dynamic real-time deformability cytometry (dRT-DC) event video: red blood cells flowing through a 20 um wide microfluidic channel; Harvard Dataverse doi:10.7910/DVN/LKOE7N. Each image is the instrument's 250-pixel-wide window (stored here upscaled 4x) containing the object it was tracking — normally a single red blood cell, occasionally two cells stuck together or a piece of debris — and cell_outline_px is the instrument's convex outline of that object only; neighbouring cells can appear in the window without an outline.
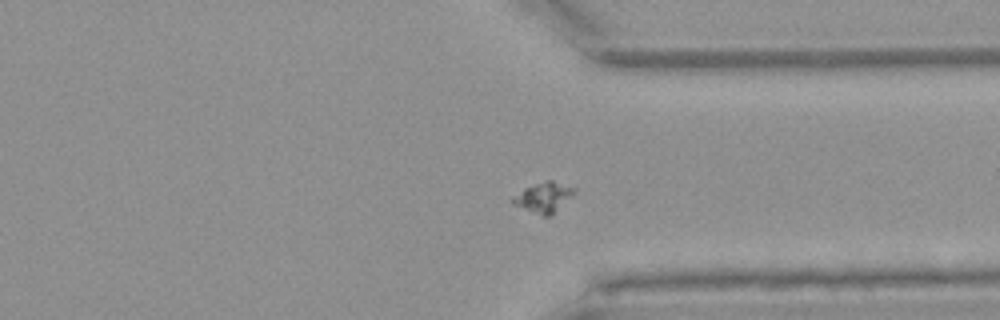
{"species": "Egyptian fruit bat (a non-hibernating species)", "species_latin": "Rousettus aegyptiacus", "temperature_condition": "warm", "stored_images_in_passage": 48, "camera_frame_rate_fps": 3000, "um_per_image_px": 0.085, "animal": {"sex": "female"}, "frame": {"image": 1, "passage_image": 35, "time_ms": 11.333, "image_size_px": [1000, 320], "cell_outline_px": [[576, 192], [552, 216], [544, 216], [512, 204], [512, 196], [524, 188], [548, 180], [552, 180], [576, 188]], "centroid_in_image_um": [46.23, 16.78], "position_along_channel_um": 365.2, "area_um2": 10.75}}
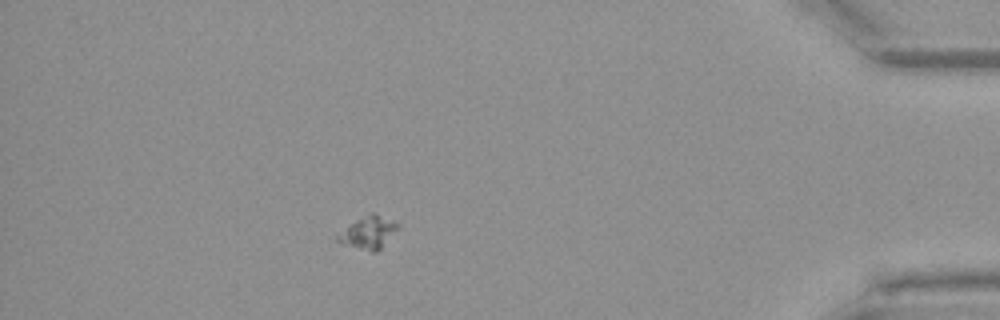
{"frame": {"image": 2, "passage_image": 42, "time_ms": 13.667, "image_size_px": [1000, 320], "cell_outline_px": [[400, 228], [376, 252], [372, 252], [344, 244], [336, 240], [336, 236], [352, 224], [372, 212], [376, 212], [400, 224]], "centroid_in_image_um": [31.38, 19.76], "position_along_channel_um": 403.8, "area_um2": 11.04}}